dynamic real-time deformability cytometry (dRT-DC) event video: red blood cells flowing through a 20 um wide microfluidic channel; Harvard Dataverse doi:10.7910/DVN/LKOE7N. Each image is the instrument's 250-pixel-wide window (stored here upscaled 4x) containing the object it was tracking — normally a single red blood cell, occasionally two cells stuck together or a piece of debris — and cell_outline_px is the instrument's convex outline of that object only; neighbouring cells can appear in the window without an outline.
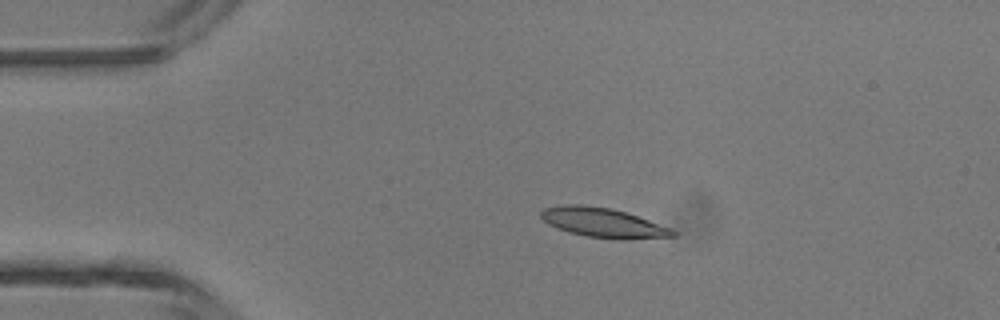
{"species": "common noctule bat (a hibernating species)", "species_latin": "Nyctalus noctula", "temperature_condition": "room temperature", "stored_images_in_passage": 3, "camera_frame_rate_fps": 3000, "um_per_image_px": 0.085, "animal": {"sex": "male", "body_mass_g": 13.3}, "frame": {"image": 1, "passage_image": 2, "time_ms": 0.333, "image_size_px": [1000, 320], "cell_outline_px": [[676, 236], [628, 240], [620, 240], [588, 236], [568, 232], [556, 228], [548, 224], [540, 216], [540, 212], [544, 208], [564, 204], [580, 204], [612, 208], [672, 228], [676, 232]], "centroid_in_image_um": [51.26, 18.93], "position_along_channel_um": 33.7, "area_um2": 22.77}}